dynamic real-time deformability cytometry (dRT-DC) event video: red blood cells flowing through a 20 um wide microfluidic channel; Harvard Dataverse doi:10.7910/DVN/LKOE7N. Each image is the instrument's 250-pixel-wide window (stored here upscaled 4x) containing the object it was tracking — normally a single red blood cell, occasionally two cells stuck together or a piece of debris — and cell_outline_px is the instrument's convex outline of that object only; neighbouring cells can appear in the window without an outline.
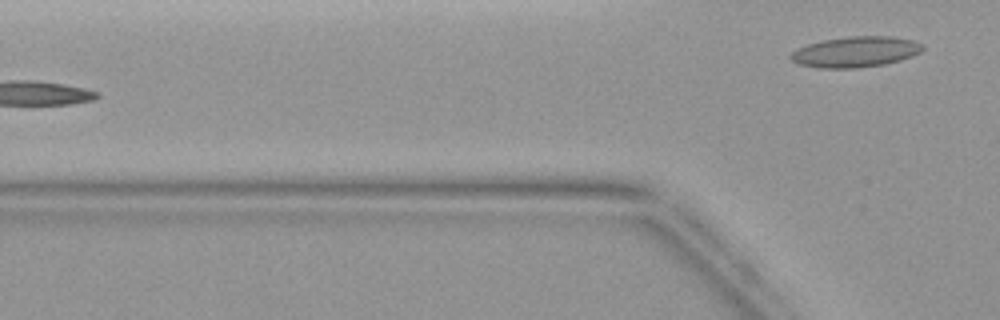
{"species": "common noctule bat (a hibernating species)", "species_latin": "Nyctalus noctula", "temperature_condition": "warm", "stored_images_in_passage": 5, "camera_frame_rate_fps": 3000, "um_per_image_px": 0.085, "animal": {"sex": "female", "body_mass_g": 19.9}, "frame": {"image": 1, "passage_image": 5, "time_ms": 4.667, "image_size_px": [1000, 320], "cell_outline_px": [[924, 48], [920, 52], [912, 56], [900, 60], [884, 64], [856, 68], [820, 68], [796, 64], [788, 56], [796, 48], [808, 44], [824, 40], [848, 36], [892, 36], [912, 40], [924, 44]], "centroid_in_image_um": [72.7, 4.41], "position_along_channel_um": 53.1, "area_um2": 23.7}}